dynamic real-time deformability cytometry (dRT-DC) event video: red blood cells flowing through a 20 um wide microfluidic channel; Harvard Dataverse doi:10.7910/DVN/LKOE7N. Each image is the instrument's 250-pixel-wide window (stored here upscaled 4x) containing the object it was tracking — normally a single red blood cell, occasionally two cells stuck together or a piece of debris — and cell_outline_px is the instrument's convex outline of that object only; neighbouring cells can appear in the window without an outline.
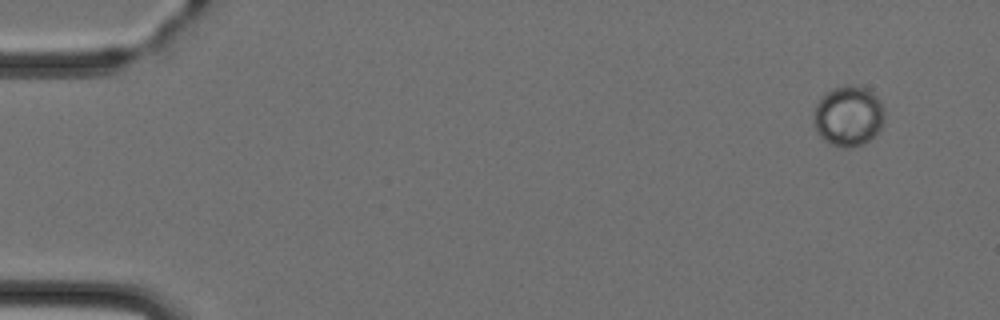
{"species": "Egyptian fruit bat (a non-hibernating species)", "species_latin": "Rousettus aegyptiacus", "temperature_condition": "cold", "stored_images_in_passage": 5, "camera_frame_rate_fps": 3000, "um_per_image_px": 0.085, "animal": {"sex": "female"}, "frame": {"image": 1, "passage_image": 2, "time_ms": 1.0, "image_size_px": [1000, 320], "cell_outline_px": [[884, 120], [880, 128], [864, 144], [852, 148], [840, 148], [824, 140], [816, 132], [812, 120], [812, 116], [816, 104], [832, 88], [848, 84], [864, 88], [872, 92], [880, 100], [884, 108]], "centroid_in_image_um": [72.09, 9.88], "position_along_channel_um": 12.9, "area_um2": 25.03}}
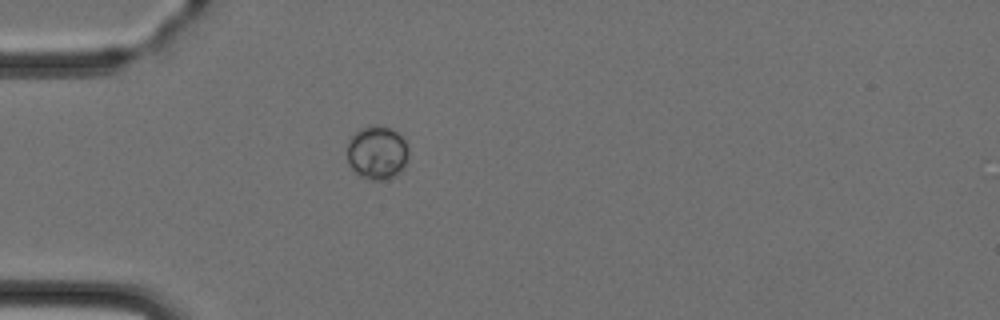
{"frame": {"image": 2, "passage_image": 5, "time_ms": 4.667, "image_size_px": [1000, 320], "cell_outline_px": [[408, 160], [404, 168], [396, 176], [388, 180], [368, 180], [360, 176], [348, 164], [348, 144], [352, 136], [360, 128], [372, 124], [388, 128], [396, 132], [408, 144]], "centroid_in_image_um": [32.08, 13.0], "position_along_channel_um": 52.9, "area_um2": 19.36}}